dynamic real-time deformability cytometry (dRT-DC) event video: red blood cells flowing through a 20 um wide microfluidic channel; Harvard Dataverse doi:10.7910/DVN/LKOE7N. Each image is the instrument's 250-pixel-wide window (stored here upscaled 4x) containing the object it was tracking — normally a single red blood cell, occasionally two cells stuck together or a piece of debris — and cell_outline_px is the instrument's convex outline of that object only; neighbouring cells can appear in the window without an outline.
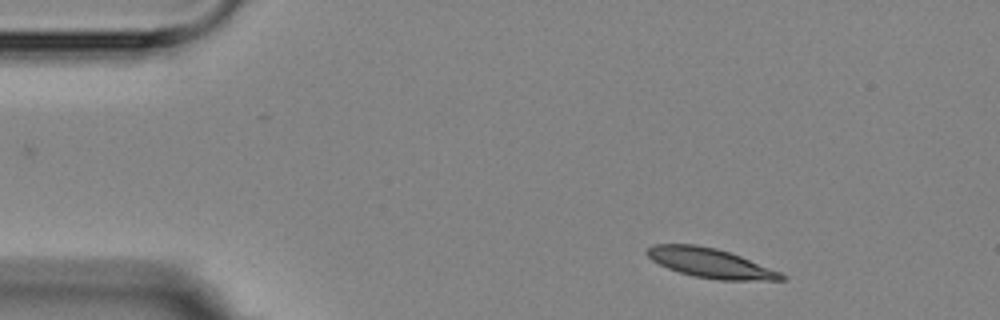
{"species": "Egyptian fruit bat (a non-hibernating species)", "species_latin": "Rousettus aegyptiacus", "temperature_condition": "room temperature", "stored_images_in_passage": 2, "camera_frame_rate_fps": 3000, "um_per_image_px": 0.085, "animal": {"sex": "female"}, "frame": {"image": 1, "passage_image": 1, "time_ms": 0.0, "image_size_px": [1000, 320], "cell_outline_px": [[788, 280], [716, 280], [692, 276], [668, 268], [652, 260], [644, 252], [652, 244], [696, 244], [716, 248], [740, 256], [780, 272], [788, 276]], "centroid_in_image_um": [60.38, 22.36], "position_along_channel_um": 24.6, "area_um2": 23.06}}
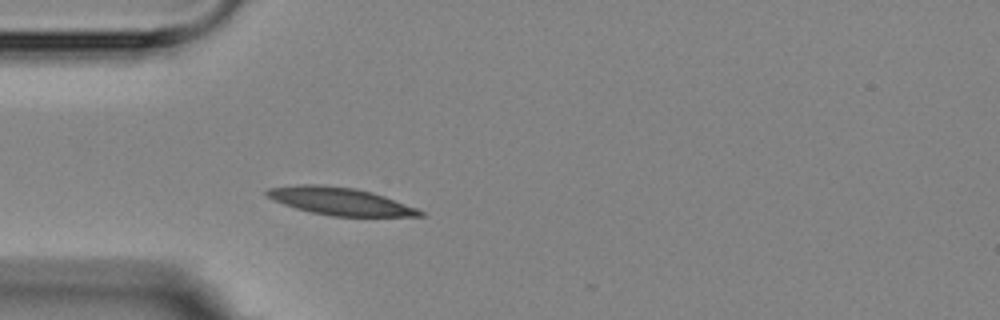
{"frame": {"image": 2, "passage_image": 2, "time_ms": 2.667, "image_size_px": [1000, 320], "cell_outline_px": [[424, 216], [332, 216], [312, 212], [296, 208], [284, 204], [268, 196], [264, 192], [268, 188], [300, 184], [316, 184], [356, 188], [372, 192], [384, 196], [416, 208], [424, 212]], "centroid_in_image_um": [28.91, 17.1], "position_along_channel_um": 56.1, "area_um2": 24.22}}